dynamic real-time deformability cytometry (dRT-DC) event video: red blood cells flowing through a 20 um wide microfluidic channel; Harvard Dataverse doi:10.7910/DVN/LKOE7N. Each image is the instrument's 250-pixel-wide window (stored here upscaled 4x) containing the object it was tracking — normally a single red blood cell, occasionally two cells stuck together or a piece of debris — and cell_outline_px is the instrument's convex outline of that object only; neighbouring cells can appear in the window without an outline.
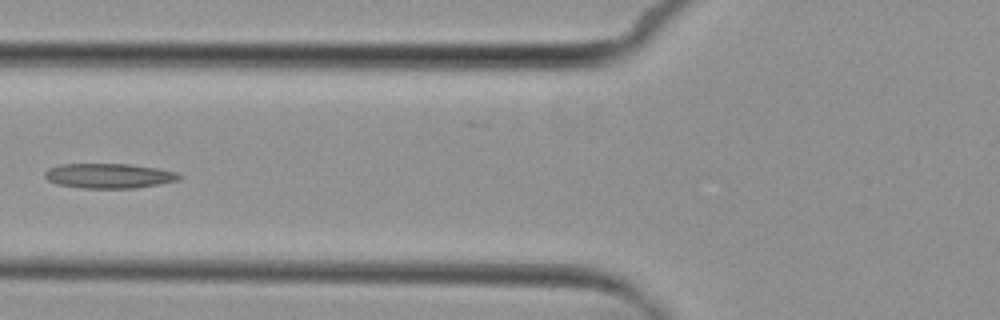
{"species": "common noctule bat (a hibernating species)", "species_latin": "Nyctalus noctula", "temperature_condition": "cold", "stored_images_in_passage": 2, "camera_frame_rate_fps": 3000, "um_per_image_px": 0.085, "animal": {"sex": "female", "body_mass_g": 29.2, "forearm_length_mm": 56.3}, "frame": {"image": 1, "passage_image": 2, "time_ms": 1.333, "image_size_px": [1000, 320], "cell_outline_px": [[184, 176], [180, 180], [160, 184], [136, 188], [80, 188], [56, 184], [48, 180], [44, 176], [44, 172], [48, 168], [60, 164], [128, 164], [156, 168], [176, 172]], "centroid_in_image_um": [9.26, 14.95], "position_along_channel_um": 116.5, "area_um2": 19.59}}